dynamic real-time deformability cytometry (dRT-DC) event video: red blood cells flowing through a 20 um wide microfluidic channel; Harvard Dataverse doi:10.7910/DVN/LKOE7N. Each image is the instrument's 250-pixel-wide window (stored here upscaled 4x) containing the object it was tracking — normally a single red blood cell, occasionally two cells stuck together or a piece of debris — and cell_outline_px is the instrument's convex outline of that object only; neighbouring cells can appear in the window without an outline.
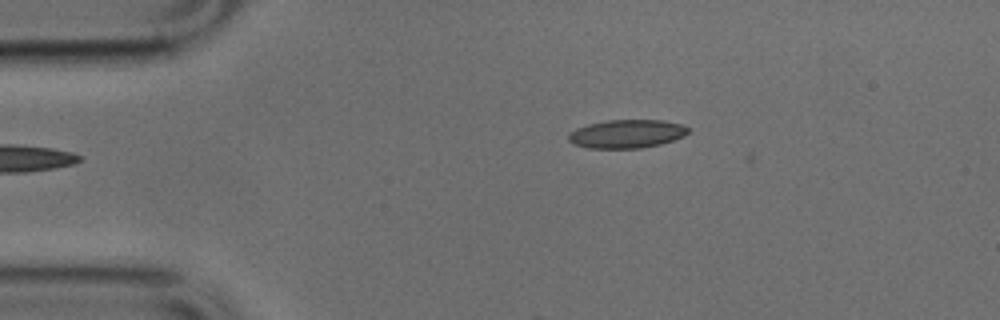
{"species": "common noctule bat (a hibernating species)", "species_latin": "Nyctalus noctula", "temperature_condition": "cold", "stored_images_in_passage": 10, "camera_frame_rate_fps": 3000, "um_per_image_px": 0.085, "animal": {"sex": "male", "body_mass_g": 17.9, "forearm_length_mm": 54.2}, "frame": {"image": 1, "passage_image": 5, "time_ms": 1.333, "image_size_px": [1000, 320], "cell_outline_px": [[692, 128], [684, 136], [660, 144], [640, 148], [588, 148], [572, 144], [568, 140], [568, 136], [576, 128], [588, 124], [608, 120], [664, 120], [680, 124]], "centroid_in_image_um": [53.28, 11.37], "position_along_channel_um": 31.7, "area_um2": 19.83}}